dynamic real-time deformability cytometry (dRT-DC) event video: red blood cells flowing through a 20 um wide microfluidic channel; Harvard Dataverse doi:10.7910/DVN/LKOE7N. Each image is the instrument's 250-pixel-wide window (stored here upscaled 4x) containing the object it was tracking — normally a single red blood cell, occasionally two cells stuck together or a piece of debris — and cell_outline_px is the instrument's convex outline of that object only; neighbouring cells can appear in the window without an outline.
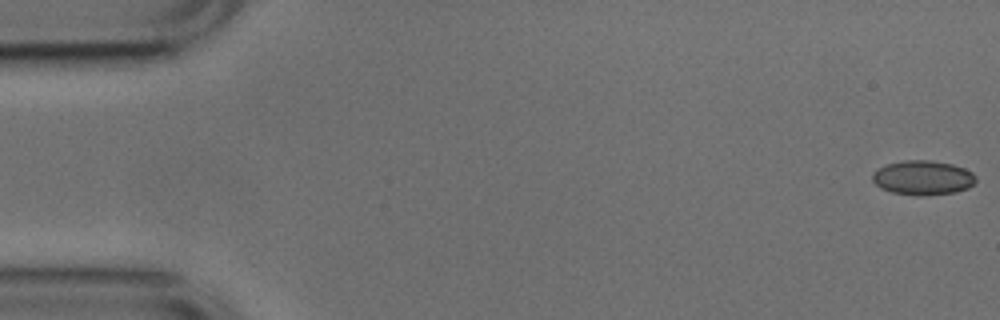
{"species": "common noctule bat (a hibernating species)", "species_latin": "Nyctalus noctula", "temperature_condition": "cold", "stored_images_in_passage": 53, "camera_frame_rate_fps": 3000, "um_per_image_px": 0.085, "animal": {"sex": "male", "body_mass_g": 17.9, "forearm_length_mm": 54.2}, "frame": {"image": 1, "passage_image": 1, "time_ms": 0.0, "image_size_px": [1000, 320], "cell_outline_px": [[976, 180], [968, 188], [956, 192], [916, 196], [892, 192], [880, 188], [872, 180], [872, 172], [888, 164], [904, 160], [928, 160], [952, 164], [964, 168], [972, 172], [976, 176]], "centroid_in_image_um": [78.44, 15.11], "position_along_channel_um": 6.6, "area_um2": 20.69}}
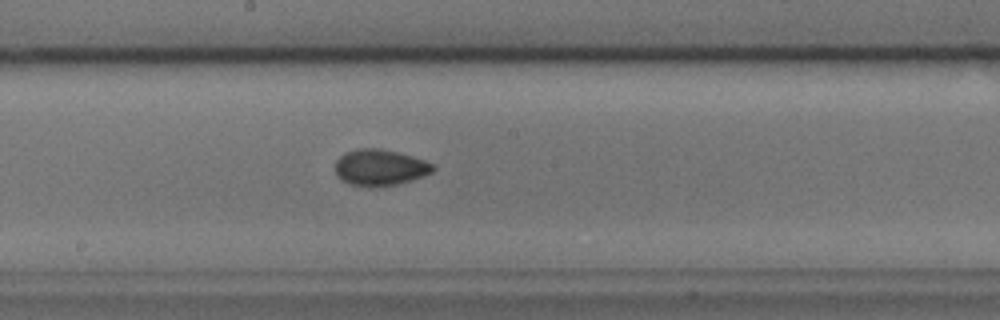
{"frame": {"image": 2, "passage_image": 28, "time_ms": 9.0, "image_size_px": [1000, 320], "cell_outline_px": [[436, 168], [432, 172], [424, 176], [412, 180], [396, 184], [376, 188], [348, 184], [340, 180], [336, 176], [336, 160], [344, 152], [356, 148], [380, 148], [412, 156], [436, 164]], "centroid_in_image_um": [32.29, 14.24], "position_along_channel_um": 215.9, "area_um2": 21.04}}
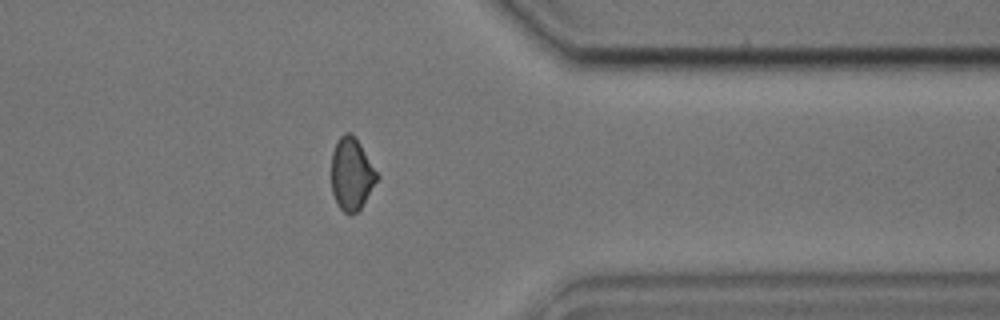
{"frame": {"image": 3, "passage_image": 42, "time_ms": 13.667, "image_size_px": [1000, 320], "cell_outline_px": [[380, 176], [360, 208], [356, 212], [348, 216], [340, 208], [332, 192], [332, 152], [336, 140], [344, 132], [352, 132], [356, 136]], "centroid_in_image_um": [29.89, 14.74], "position_along_channel_um": 381.5, "area_um2": 19.36}, "authors_computed_cell_mechanics": {"area_um2": 20.1722, "velocity_mm_per_s": 3.7803, "shape_relaxation_time_tau1_ms": 7.953, "shape_relaxation_time_tau2_ms": 2.923, "deformation_change_tau1": 0.1105, "deformation_change_tau2": 0.0588}}